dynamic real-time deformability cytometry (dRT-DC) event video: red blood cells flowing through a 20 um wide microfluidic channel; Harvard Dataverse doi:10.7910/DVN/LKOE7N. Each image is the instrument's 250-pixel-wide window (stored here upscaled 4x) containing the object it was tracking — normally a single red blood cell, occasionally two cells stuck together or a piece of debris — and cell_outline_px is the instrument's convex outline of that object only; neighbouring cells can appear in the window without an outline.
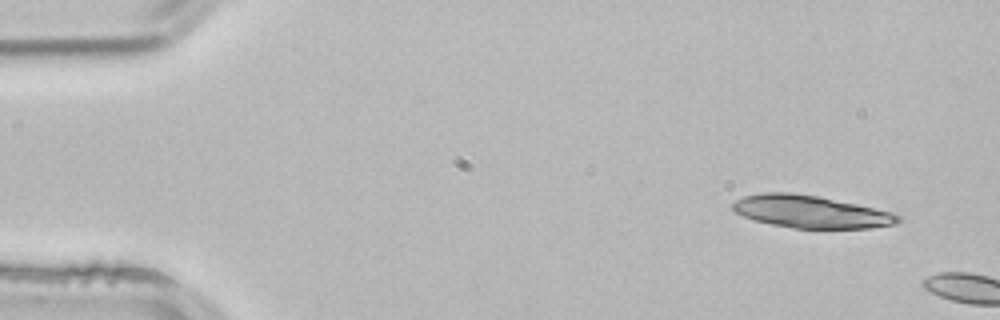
{"species": "common noctule bat (a hibernating species)", "species_latin": "Nyctalus noctula", "temperature_condition": "room temperature", "stored_images_in_passage": 2, "camera_frame_rate_fps": 3000, "um_per_image_px": 0.085, "animal": {"sex": "male", "body_mass_g": 21.5, "forearm_length_mm": 52.0}, "frame": {"image": 1, "passage_image": 1, "time_ms": 0.0, "image_size_px": [1000, 320], "cell_outline_px": [[900, 220], [896, 224], [872, 228], [792, 228], [752, 220], [736, 212], [732, 208], [732, 204], [736, 200], [744, 196], [760, 192], [792, 192], [816, 196], [856, 204], [888, 212], [900, 216]], "centroid_in_image_um": [68.86, 17.99], "position_along_channel_um": 16.1, "area_um2": 30.98}}